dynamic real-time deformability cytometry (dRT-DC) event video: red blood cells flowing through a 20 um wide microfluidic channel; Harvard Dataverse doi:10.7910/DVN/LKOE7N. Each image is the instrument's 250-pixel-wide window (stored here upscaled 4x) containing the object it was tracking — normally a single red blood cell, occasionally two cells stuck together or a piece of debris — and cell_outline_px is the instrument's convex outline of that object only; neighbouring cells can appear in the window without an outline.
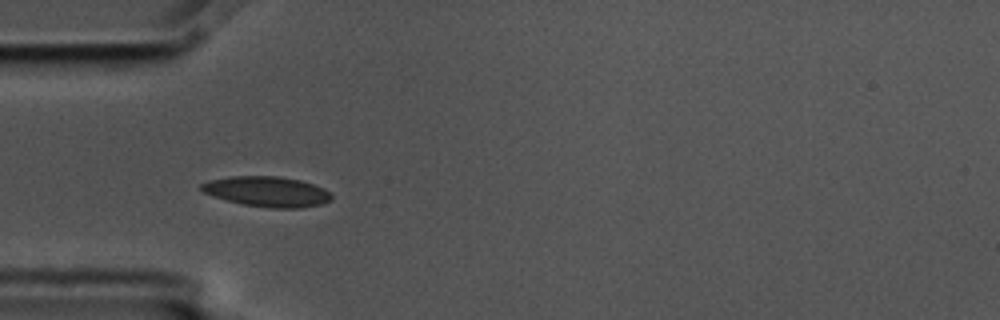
{"species": "common noctule bat (a hibernating species)", "species_latin": "Nyctalus noctula", "temperature_condition": "cold", "stored_images_in_passage": 40, "camera_frame_rate_fps": 3000, "um_per_image_px": 0.085, "animal": {"sex": "male", "body_mass_g": 17.5, "forearm_length_mm": 52.3}, "frame": {"image": 1, "passage_image": 1, "time_ms": 0.0, "image_size_px": [1000, 320], "cell_outline_px": [[332, 200], [324, 204], [300, 208], [268, 208], [244, 204], [212, 196], [204, 192], [200, 188], [200, 184], [212, 180], [232, 176], [280, 176], [300, 180], [324, 188], [332, 196]], "centroid_in_image_um": [22.74, 16.29], "position_along_channel_um": 62.3, "area_um2": 22.89}}
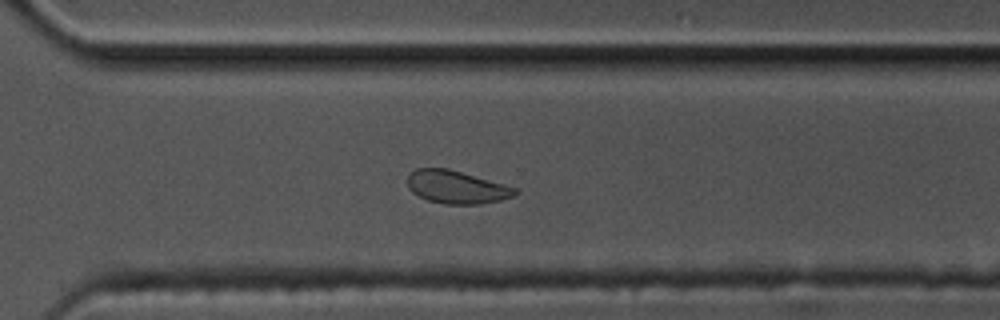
{"frame": {"image": 2, "passage_image": 24, "time_ms": 7.667, "image_size_px": [1000, 320], "cell_outline_px": [[520, 192], [516, 196], [500, 200], [480, 204], [444, 204], [428, 200], [412, 192], [408, 188], [408, 176], [416, 168], [448, 168], [516, 188]], "centroid_in_image_um": [38.82, 15.91], "position_along_channel_um": 331.8, "area_um2": 20.52}}
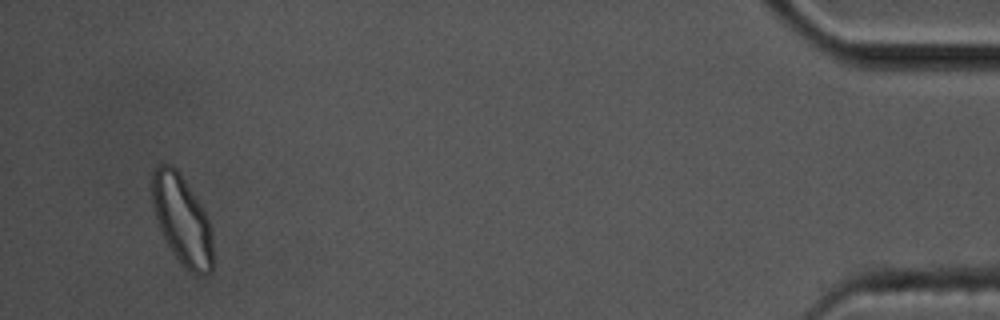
{"frame": {"image": 3, "passage_image": 38, "time_ms": 12.333, "image_size_px": [1000, 320], "cell_outline_px": [[212, 272], [204, 276], [200, 276], [184, 268], [168, 244], [156, 220], [152, 204], [152, 172], [156, 164], [168, 164], [176, 168], [180, 172], [204, 212], [212, 228]], "centroid_in_image_um": [15.47, 18.69], "position_along_channel_um": 419.7, "area_um2": 31.5}, "authors_computed_cell_mechanics": {"area_um2": 21.5883, "velocity_mm_per_s": 3.5384, "shape_relaxation_time_tau1_ms": 4.1131, "shape_relaxation_time_tau2_ms": 5.083, "deformation_change_tau1": 0.0852, "deformation_change_tau2": 0.0944}}